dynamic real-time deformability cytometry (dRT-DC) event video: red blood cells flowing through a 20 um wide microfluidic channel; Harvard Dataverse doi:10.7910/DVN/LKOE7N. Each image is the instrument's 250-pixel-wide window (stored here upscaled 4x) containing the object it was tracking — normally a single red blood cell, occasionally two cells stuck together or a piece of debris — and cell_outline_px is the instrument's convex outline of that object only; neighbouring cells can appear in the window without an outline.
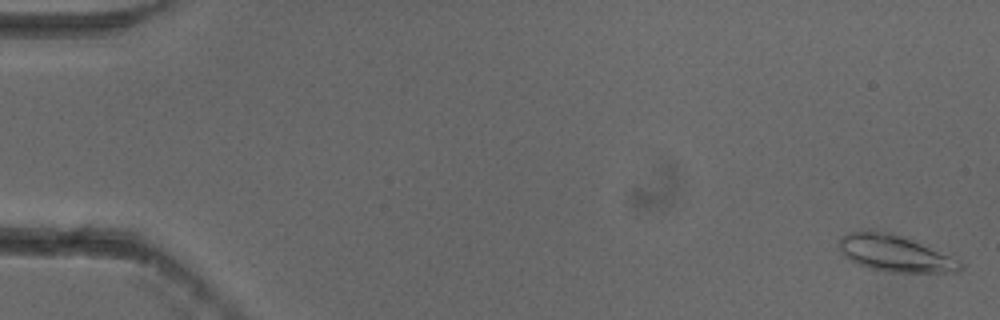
{"species": "common noctule bat (a hibernating species)", "species_latin": "Nyctalus noctula", "temperature_condition": "cold", "stored_images_in_passage": 54, "camera_frame_rate_fps": 3000, "um_per_image_px": 0.085, "animal": {"sex": "female"}, "frame": {"image": 1, "passage_image": 1, "time_ms": 0.0, "image_size_px": [1000, 320], "cell_outline_px": [[964, 268], [960, 272], [884, 272], [868, 268], [856, 264], [836, 244], [840, 236], [848, 232], [860, 228], [872, 228], [892, 232], [908, 236], [960, 260], [964, 264]], "centroid_in_image_um": [76.08, 21.48], "position_along_channel_um": 8.9, "area_um2": 26.93}}
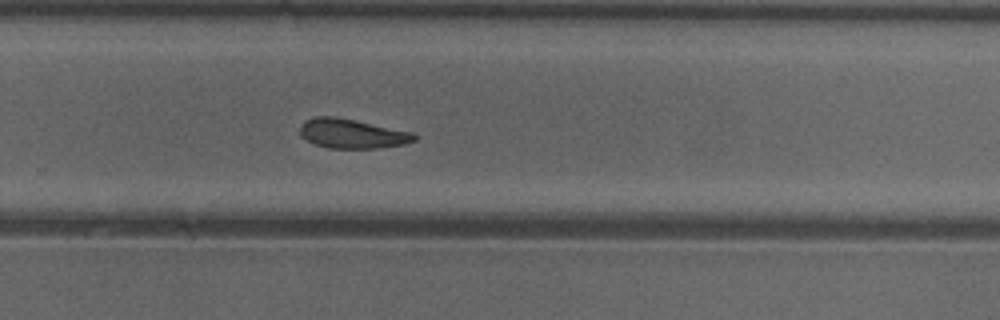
{"frame": {"image": 2, "passage_image": 36, "time_ms": 11.667, "image_size_px": [1000, 320], "cell_outline_px": [[416, 140], [404, 144], [380, 148], [328, 148], [316, 144], [300, 136], [300, 124], [304, 120], [316, 116], [332, 116], [412, 132], [416, 136]], "centroid_in_image_um": [29.89, 11.36], "position_along_channel_um": 299.9, "area_um2": 19.36}}
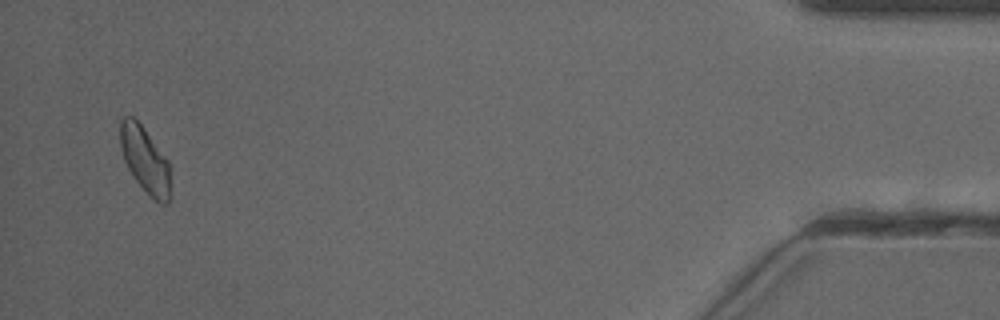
{"frame": {"image": 3, "passage_image": 52, "time_ms": 17.0, "image_size_px": [1000, 320], "cell_outline_px": [[168, 204], [160, 204], [152, 200], [148, 196], [136, 180], [128, 168], [124, 160], [120, 144], [120, 120], [124, 116], [132, 116], [144, 128], [168, 160]], "centroid_in_image_um": [12.29, 13.58], "position_along_channel_um": 422.9, "area_um2": 19.02}, "authors_computed_cell_mechanics": {"area_um2": 20.1722, "velocity_mm_per_s": 3.8298, "shape_relaxation_time_tau1_ms": null, "shape_relaxation_time_tau2_ms": 3.8785, "deformation_change_tau1": null, "deformation_change_tau2": 0.0992}}